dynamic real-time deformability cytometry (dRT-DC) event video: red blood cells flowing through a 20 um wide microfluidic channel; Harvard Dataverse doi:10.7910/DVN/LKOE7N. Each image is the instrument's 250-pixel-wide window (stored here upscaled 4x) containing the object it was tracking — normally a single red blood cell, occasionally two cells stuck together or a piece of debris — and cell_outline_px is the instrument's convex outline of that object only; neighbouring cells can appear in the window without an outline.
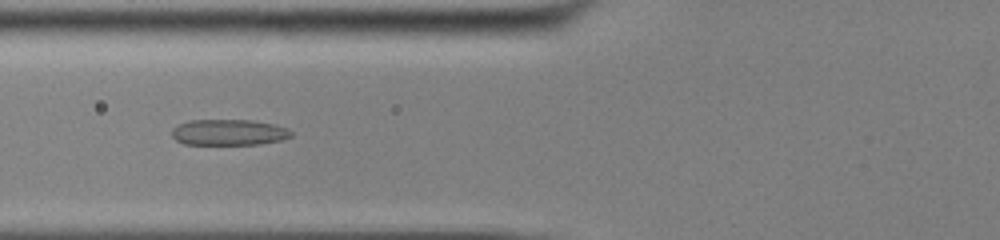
{"species": "common noctule bat (a hibernating species)", "species_latin": "Nyctalus noctula", "temperature_condition": "cold", "stored_images_in_passage": 54, "camera_frame_rate_fps": 3000, "um_per_image_px": 0.085, "animal": {"sex": "male", "body_mass_g": 13.0, "forearm_length_mm": 53.1}, "frame": {"image": 1, "passage_image": 23, "time_ms": 7.333, "image_size_px": [1000, 240], "cell_outline_px": [[292, 136], [280, 140], [260, 144], [184, 144], [176, 140], [172, 136], [172, 128], [180, 124], [192, 120], [252, 120], [272, 124], [288, 128], [292, 132]], "centroid_in_image_um": [19.45, 11.25], "position_along_channel_um": 106.3, "area_um2": 17.92}}
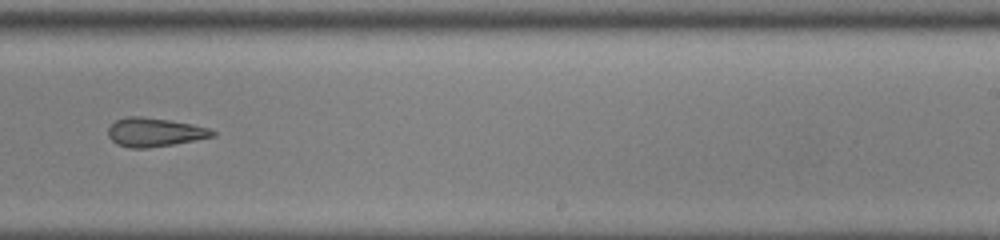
{"frame": {"image": 2, "passage_image": 36, "time_ms": 11.667, "image_size_px": [1000, 240], "cell_outline_px": [[216, 136], [176, 144], [148, 148], [128, 148], [116, 144], [108, 136], [108, 128], [116, 120], [128, 116], [140, 116], [168, 120], [192, 124], [208, 128], [216, 132]], "centroid_in_image_um": [13.14, 11.25], "position_along_channel_um": 275.9, "area_um2": 17.57}}
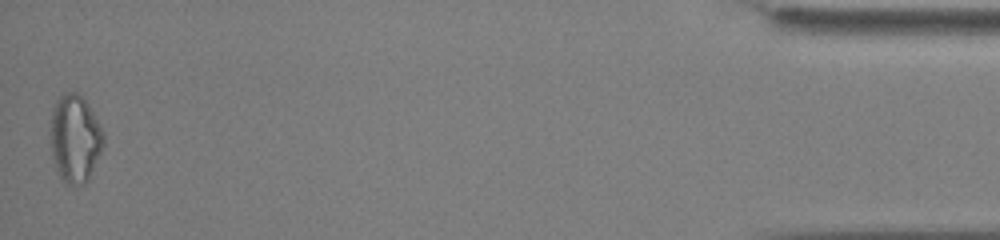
{"frame": {"image": 3, "passage_image": 54, "time_ms": 17.667, "image_size_px": [1000, 240], "cell_outline_px": [[104, 144], [88, 180], [72, 188], [64, 184], [60, 180], [52, 156], [52, 108], [56, 100], [64, 92], [76, 92], [88, 104], [104, 132]], "centroid_in_image_um": [6.38, 11.82], "position_along_channel_um": 428.8, "area_um2": 27.05}}